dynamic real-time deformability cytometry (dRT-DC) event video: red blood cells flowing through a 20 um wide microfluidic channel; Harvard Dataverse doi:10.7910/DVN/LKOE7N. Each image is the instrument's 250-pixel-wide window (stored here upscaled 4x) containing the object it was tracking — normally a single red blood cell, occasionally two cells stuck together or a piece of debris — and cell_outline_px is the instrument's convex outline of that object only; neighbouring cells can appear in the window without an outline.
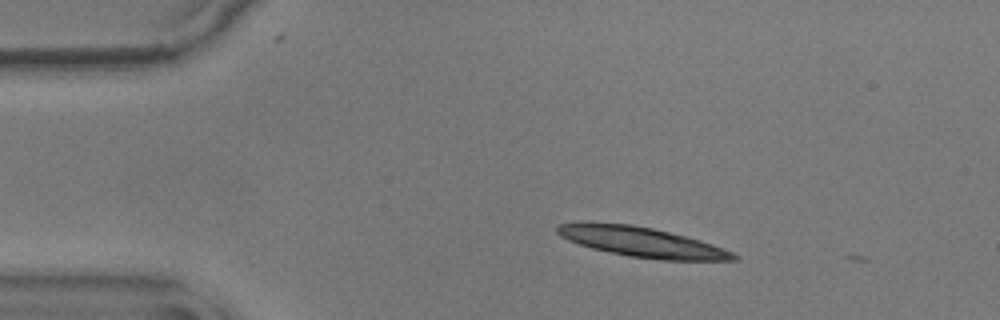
{"species": "common noctule bat (a hibernating species)", "species_latin": "Nyctalus noctula", "temperature_condition": "warm", "stored_images_in_passage": 5, "camera_frame_rate_fps": 3000, "um_per_image_px": 0.085, "animal": {"sex": "male", "body_mass_g": 17.9}, "frame": {"image": 1, "passage_image": 2, "time_ms": 0.333, "image_size_px": [1000, 320], "cell_outline_px": [[740, 256], [736, 260], [664, 260], [628, 256], [592, 248], [568, 240], [560, 236], [556, 232], [556, 228], [560, 224], [588, 220], [632, 224], [652, 228], [700, 240], [724, 248]], "centroid_in_image_um": [54.5, 20.54], "position_along_channel_um": 30.5, "area_um2": 30.92}}